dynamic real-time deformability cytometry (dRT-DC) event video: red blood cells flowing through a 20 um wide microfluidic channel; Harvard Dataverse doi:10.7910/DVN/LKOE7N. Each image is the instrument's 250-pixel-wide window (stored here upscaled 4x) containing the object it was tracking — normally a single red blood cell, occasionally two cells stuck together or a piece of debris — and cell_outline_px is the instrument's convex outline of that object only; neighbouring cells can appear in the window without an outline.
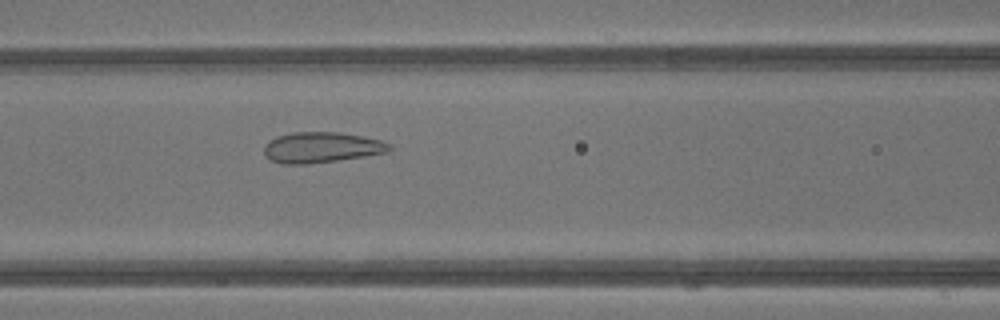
{"species": "common noctule bat (a hibernating species)", "species_latin": "Nyctalus noctula", "temperature_condition": "warm", "stored_images_in_passage": 31, "camera_frame_rate_fps": 3000, "um_per_image_px": 0.085, "animal": {"sex": "male", "body_mass_g": 13.3}, "frame": {"image": 1, "passage_image": 7, "time_ms": 2.0, "image_size_px": [1000, 320], "cell_outline_px": [[392, 148], [388, 152], [364, 156], [308, 164], [284, 164], [272, 160], [264, 156], [264, 144], [268, 140], [276, 136], [292, 132], [336, 132], [360, 136], [380, 140], [392, 144]], "centroid_in_image_um": [27.29, 12.53], "position_along_channel_um": 139.3, "area_um2": 22.37}}
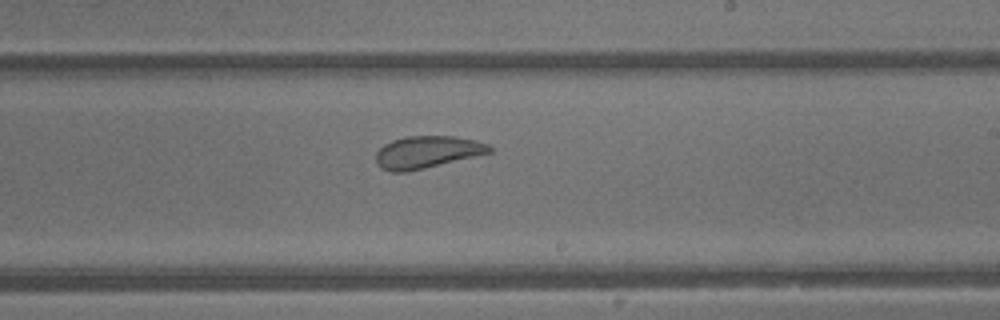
{"frame": {"image": 2, "passage_image": 14, "time_ms": 4.333, "image_size_px": [1000, 320], "cell_outline_px": [[492, 152], [476, 156], [408, 172], [392, 172], [380, 168], [376, 164], [376, 152], [384, 144], [392, 140], [404, 136], [456, 136], [476, 140], [488, 144], [492, 148]], "centroid_in_image_um": [36.28, 12.93], "position_along_channel_um": 252.7, "area_um2": 21.5}}
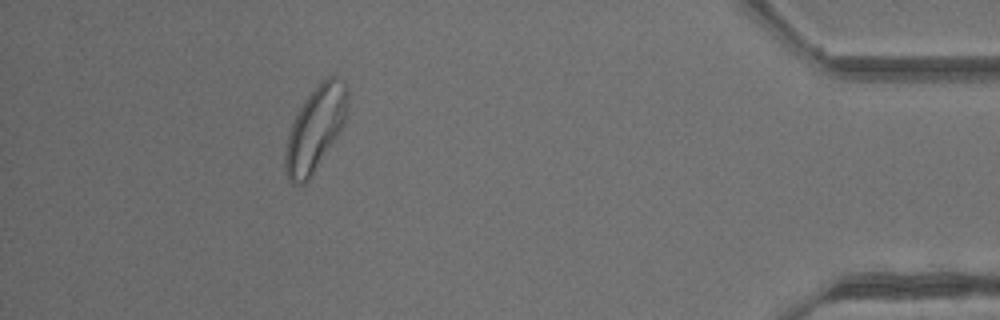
{"frame": {"image": 3, "passage_image": 27, "time_ms": 8.667, "image_size_px": [1000, 320], "cell_outline_px": [[348, 100], [344, 124], [312, 176], [304, 184], [292, 184], [288, 180], [284, 164], [284, 156], [288, 136], [292, 120], [304, 100], [328, 76], [336, 76], [348, 88]], "centroid_in_image_um": [26.78, 10.98], "position_along_channel_um": 408.4, "area_um2": 30.29}, "authors_computed_cell_mechanics": {"area_um2": 22.6576, "velocity_mm_per_s": 4.8733, "shape_relaxation_time_tau1_ms": null, "shape_relaxation_time_tau2_ms": 0.7157, "deformation_change_tau1": null, "deformation_change_tau2": 0.0878}}